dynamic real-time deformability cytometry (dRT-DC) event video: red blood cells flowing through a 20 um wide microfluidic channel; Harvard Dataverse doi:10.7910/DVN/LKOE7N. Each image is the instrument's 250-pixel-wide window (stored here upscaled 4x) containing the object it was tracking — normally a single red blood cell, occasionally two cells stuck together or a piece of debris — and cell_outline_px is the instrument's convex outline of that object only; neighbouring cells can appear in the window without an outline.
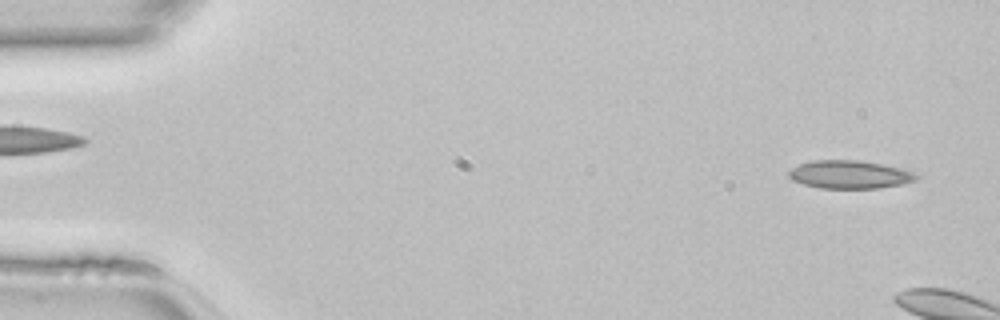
{"species": "common noctule bat (a hibernating species)", "species_latin": "Nyctalus noctula", "temperature_condition": "room temperature", "stored_images_in_passage": 5, "camera_frame_rate_fps": 3000, "um_per_image_px": 0.085, "animal": {"sex": "female", "body_mass_g": 22.7, "forearm_length_mm": 54.2}, "frame": {"image": 1, "passage_image": 2, "time_ms": 0.333, "image_size_px": [1000, 320], "cell_outline_px": [[920, 176], [916, 180], [900, 184], [880, 188], [820, 188], [804, 184], [792, 180], [788, 176], [788, 172], [792, 168], [800, 164], [812, 160], [856, 160], [884, 164], [900, 168], [912, 172]], "centroid_in_image_um": [72.21, 14.83], "position_along_channel_um": 12.8, "area_um2": 20.81}}